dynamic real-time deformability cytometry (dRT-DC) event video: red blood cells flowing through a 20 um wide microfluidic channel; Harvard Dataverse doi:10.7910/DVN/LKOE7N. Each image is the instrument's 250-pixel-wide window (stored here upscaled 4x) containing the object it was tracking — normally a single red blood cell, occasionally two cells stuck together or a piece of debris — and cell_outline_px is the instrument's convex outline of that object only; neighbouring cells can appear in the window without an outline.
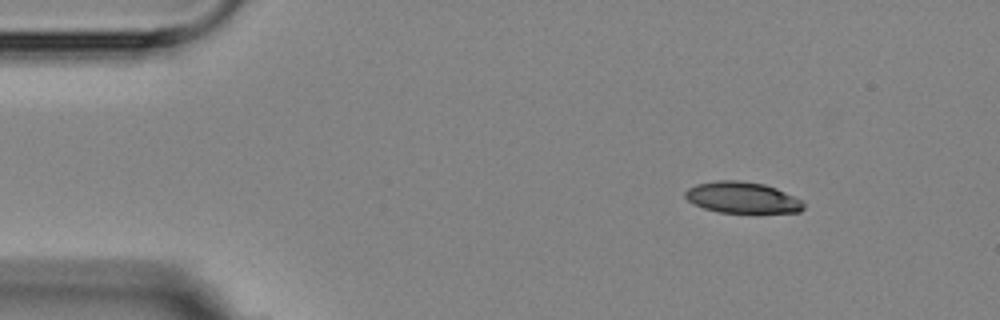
{"species": "Egyptian fruit bat (a non-hibernating species)", "species_latin": "Rousettus aegyptiacus", "temperature_condition": "room temperature", "stored_images_in_passage": 8, "camera_frame_rate_fps": 3000, "um_per_image_px": 0.085, "animal": {"sex": "female"}, "frame": {"image": 1, "passage_image": 1, "time_ms": 0.0, "image_size_px": [1000, 320], "cell_outline_px": [[804, 208], [800, 212], [720, 212], [704, 208], [688, 200], [684, 196], [684, 192], [688, 188], [696, 184], [716, 180], [740, 180], [764, 184], [776, 188], [800, 200], [804, 204]], "centroid_in_image_um": [63.06, 16.78], "position_along_channel_um": 21.9, "area_um2": 21.27}}
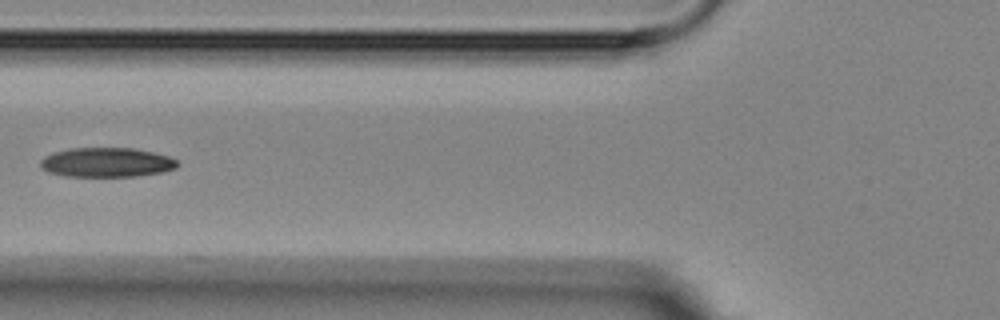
{"frame": {"image": 2, "passage_image": 5, "time_ms": 4.667, "image_size_px": [1000, 320], "cell_outline_px": [[180, 164], [176, 168], [164, 172], [136, 176], [68, 176], [48, 172], [40, 168], [40, 160], [44, 156], [52, 152], [68, 148], [132, 148], [156, 152], [168, 156], [176, 160]], "centroid_in_image_um": [9.06, 13.79], "position_along_channel_um": 116.7, "area_um2": 23.76}}
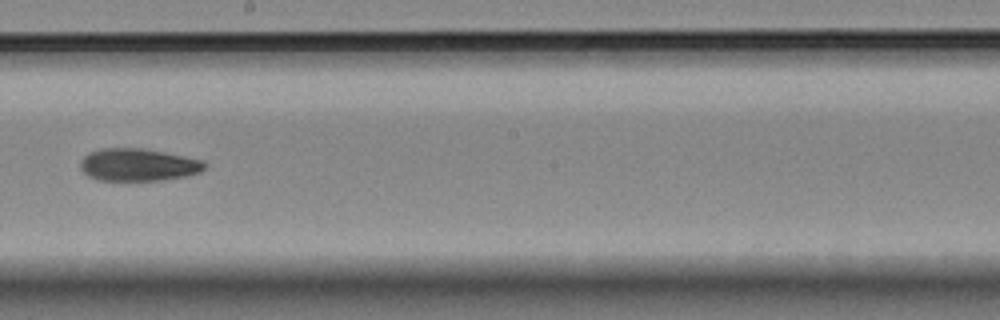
{"frame": {"image": 3, "passage_image": 8, "time_ms": 8.0, "image_size_px": [1000, 320], "cell_outline_px": [[208, 164], [200, 172], [184, 176], [160, 180], [100, 180], [88, 176], [80, 168], [80, 160], [88, 152], [100, 148], [148, 148], [204, 160]], "centroid_in_image_um": [11.75, 13.98], "position_along_channel_um": 236.5, "area_um2": 23.76}}